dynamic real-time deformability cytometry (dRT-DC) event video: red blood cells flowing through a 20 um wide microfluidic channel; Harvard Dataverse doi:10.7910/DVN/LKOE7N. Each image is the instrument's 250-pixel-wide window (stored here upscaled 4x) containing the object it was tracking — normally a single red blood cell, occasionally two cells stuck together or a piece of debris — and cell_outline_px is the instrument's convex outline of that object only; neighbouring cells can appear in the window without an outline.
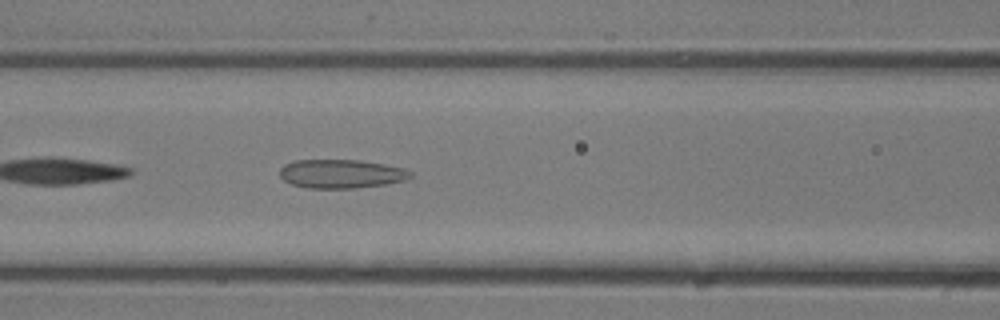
{"species": "common noctule bat (a hibernating species)", "species_latin": "Nyctalus noctula", "temperature_condition": "room temperature", "stored_images_in_passage": 30, "camera_frame_rate_fps": 3000, "um_per_image_px": 0.085, "animal": {"sex": "male", "body_mass_g": 13.3}, "frame": {"image": 1, "passage_image": 11, "time_ms": 3.333, "image_size_px": [1000, 320], "cell_outline_px": [[412, 176], [404, 180], [384, 184], [356, 188], [308, 188], [292, 184], [284, 180], [280, 176], [280, 168], [284, 164], [296, 160], [360, 160], [384, 164], [404, 168], [412, 172]], "centroid_in_image_um": [28.99, 14.77], "position_along_channel_um": 137.6, "area_um2": 21.85}}
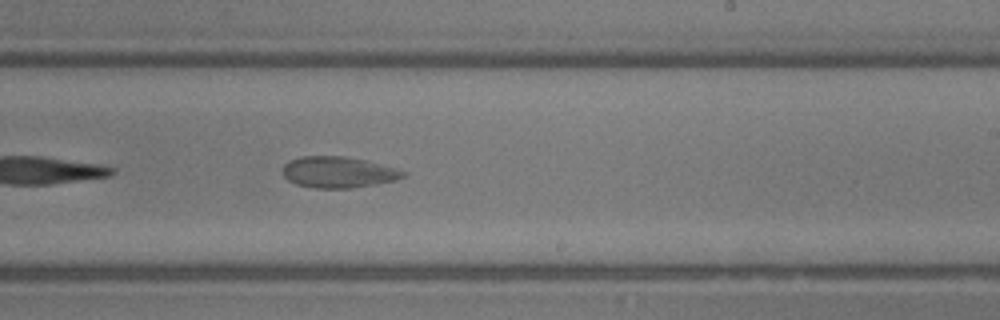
{"frame": {"image": 2, "passage_image": 17, "time_ms": 5.333, "image_size_px": [1000, 320], "cell_outline_px": [[408, 172], [404, 176], [396, 180], [348, 188], [312, 188], [296, 184], [288, 180], [284, 176], [284, 164], [288, 160], [300, 156], [344, 156], [364, 160], [396, 168]], "centroid_in_image_um": [28.72, 14.63], "position_along_channel_um": 260.3, "area_um2": 21.73}}
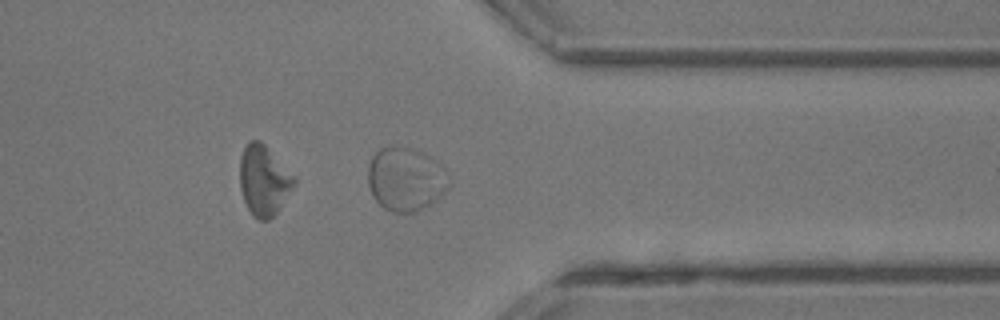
{"frame": {"image": 3, "passage_image": 23, "time_ms": 7.333, "image_size_px": [1000, 320], "cell_outline_px": [[448, 188], [440, 196], [424, 208], [412, 212], [392, 212], [384, 208], [372, 196], [368, 184], [368, 168], [372, 156], [380, 148], [412, 148], [424, 152], [436, 160], [444, 168], [448, 184]], "centroid_in_image_um": [34.46, 15.23], "position_along_channel_um": 376.9, "area_um2": 29.65}}